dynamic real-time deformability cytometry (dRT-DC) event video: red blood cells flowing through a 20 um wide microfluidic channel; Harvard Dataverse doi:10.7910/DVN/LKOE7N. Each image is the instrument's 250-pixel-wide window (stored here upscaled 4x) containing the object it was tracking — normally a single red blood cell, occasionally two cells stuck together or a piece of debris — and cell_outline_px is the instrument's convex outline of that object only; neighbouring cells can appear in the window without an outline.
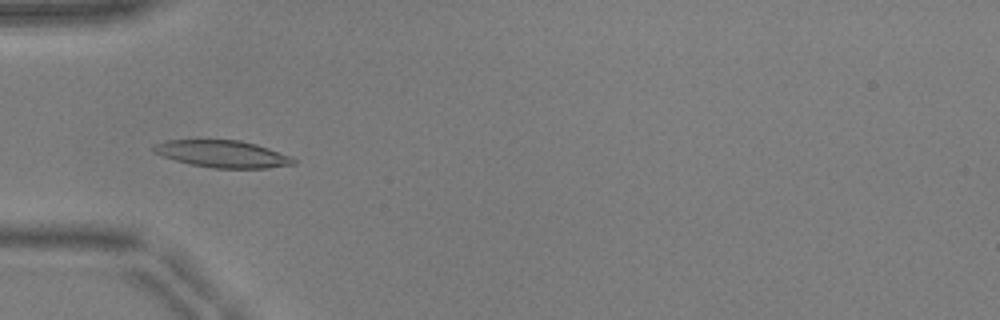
{"species": "common noctule bat (a hibernating species)", "species_latin": "Nyctalus noctula", "temperature_condition": "warm", "stored_images_in_passage": 51, "camera_frame_rate_fps": 3000, "um_per_image_px": 0.085, "animal": {"sex": "male", "body_mass_g": 17.9, "forearm_length_mm": 54.2}, "frame": {"image": 1, "passage_image": 17, "time_ms": 5.333, "image_size_px": [1000, 320], "cell_outline_px": [[296, 164], [268, 168], [212, 168], [192, 164], [160, 156], [152, 152], [148, 148], [152, 144], [168, 140], [240, 140], [256, 144], [268, 148], [288, 156], [296, 160]], "centroid_in_image_um": [18.83, 13.08], "position_along_channel_um": 66.2, "area_um2": 22.14}}
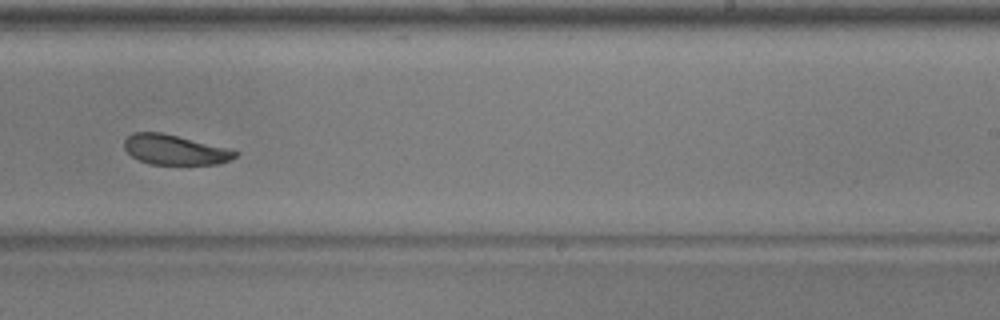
{"frame": {"image": 2, "passage_image": 33, "time_ms": 10.667, "image_size_px": [1000, 320], "cell_outline_px": [[240, 152], [236, 156], [220, 164], [148, 164], [132, 156], [124, 148], [124, 140], [132, 132], [160, 132], [232, 148]], "centroid_in_image_um": [14.89, 12.72], "position_along_channel_um": 274.1, "area_um2": 19.48}}
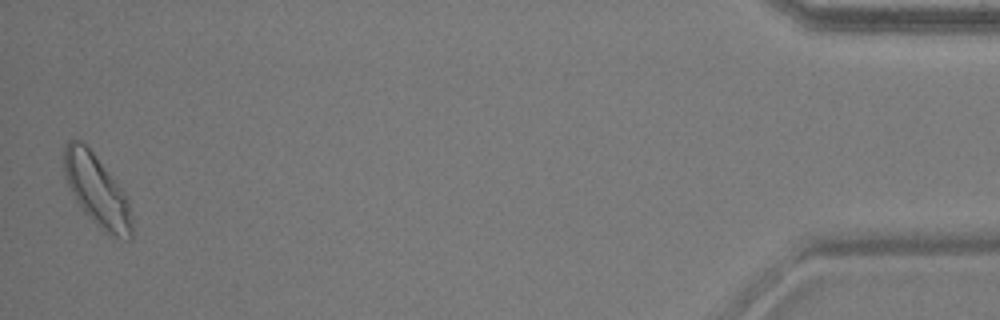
{"frame": {"image": 3, "passage_image": 51, "time_ms": 16.667, "image_size_px": [1000, 320], "cell_outline_px": [[132, 240], [128, 240], [116, 236], [100, 228], [84, 212], [76, 200], [64, 176], [64, 144], [68, 140], [80, 140], [92, 152], [120, 188], [128, 200], [132, 224]], "centroid_in_image_um": [8.21, 16.2], "position_along_channel_um": 427.0, "area_um2": 27.4}, "authors_computed_cell_mechanics": {"area_um2": 21.097, "velocity_mm_per_s": 3.9171, "shape_relaxation_time_tau1_ms": 3.5092, "shape_relaxation_time_tau2_ms": 2.7928, "deformation_change_tau1": 0.1085, "deformation_change_tau2": 0.0795}}